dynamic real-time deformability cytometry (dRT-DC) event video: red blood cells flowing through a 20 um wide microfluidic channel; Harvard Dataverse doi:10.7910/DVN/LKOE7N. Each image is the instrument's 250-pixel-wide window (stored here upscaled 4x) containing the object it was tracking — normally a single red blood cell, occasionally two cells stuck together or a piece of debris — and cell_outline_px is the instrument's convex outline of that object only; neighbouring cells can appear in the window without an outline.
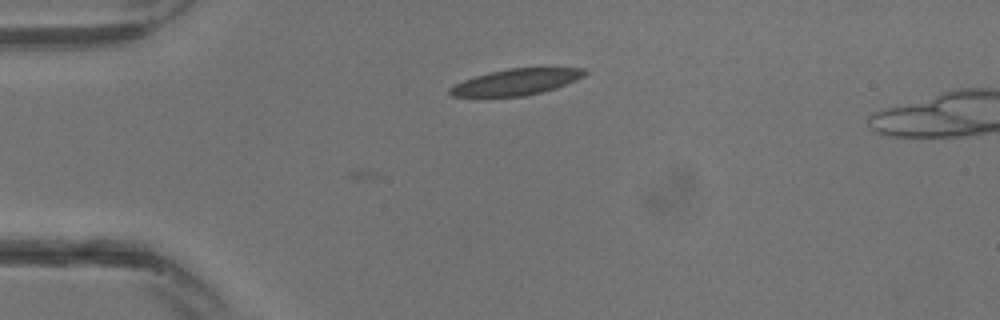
{"species": "common noctule bat (a hibernating species)", "species_latin": "Nyctalus noctula", "temperature_condition": "warm", "stored_images_in_passage": 5, "camera_frame_rate_fps": 3000, "um_per_image_px": 0.085, "animal": {"sex": "male", "body_mass_g": 13.3}, "frame": {"image": 1, "passage_image": 5, "time_ms": 1.333, "image_size_px": [1000, 320], "cell_outline_px": [[588, 72], [584, 76], [576, 80], [556, 88], [524, 96], [452, 96], [448, 92], [448, 88], [464, 80], [488, 72], [508, 68], [584, 68]], "centroid_in_image_um": [43.89, 6.96], "position_along_channel_um": 41.1, "area_um2": 20.35}}